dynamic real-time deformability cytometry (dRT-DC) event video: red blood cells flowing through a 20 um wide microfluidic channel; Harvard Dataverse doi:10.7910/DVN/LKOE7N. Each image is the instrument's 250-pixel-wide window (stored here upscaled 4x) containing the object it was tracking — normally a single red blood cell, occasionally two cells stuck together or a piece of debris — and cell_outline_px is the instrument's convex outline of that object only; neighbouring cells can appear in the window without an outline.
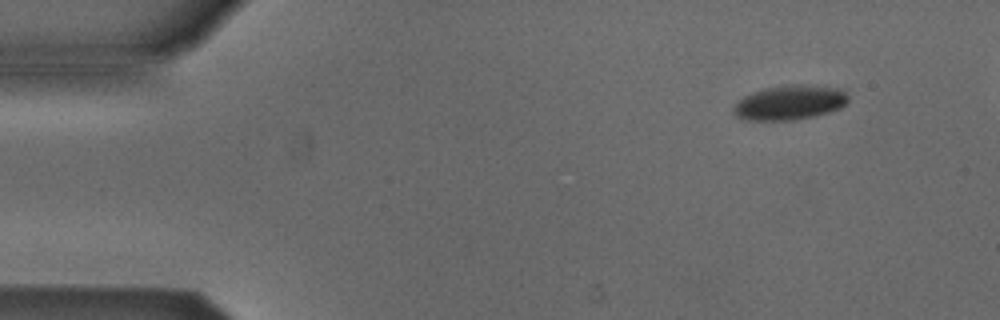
{"species": "Egyptian fruit bat (a non-hibernating species)", "species_latin": "Rousettus aegyptiacus", "temperature_condition": "cold", "stored_images_in_passage": 4, "camera_frame_rate_fps": 3000, "um_per_image_px": 0.085, "animal": {"sex": "male"}, "frame": {"image": 1, "passage_image": 1, "time_ms": 0.0, "image_size_px": [1000, 320], "cell_outline_px": [[848, 100], [840, 108], [828, 112], [812, 116], [792, 120], [748, 120], [736, 116], [732, 112], [732, 108], [744, 96], [752, 92], [764, 88], [788, 84], [808, 84], [844, 88], [848, 92]], "centroid_in_image_um": [67.16, 8.69], "position_along_channel_um": 17.8, "area_um2": 23.35}}